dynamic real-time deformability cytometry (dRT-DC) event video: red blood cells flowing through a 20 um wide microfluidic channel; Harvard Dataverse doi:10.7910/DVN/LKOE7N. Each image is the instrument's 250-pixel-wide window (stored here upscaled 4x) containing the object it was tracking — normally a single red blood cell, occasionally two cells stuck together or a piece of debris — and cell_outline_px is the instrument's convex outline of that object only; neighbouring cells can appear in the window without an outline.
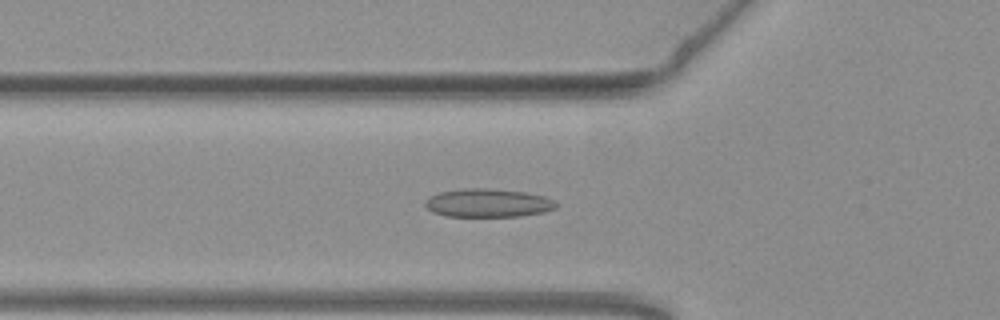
{"species": "common noctule bat (a hibernating species)", "species_latin": "Nyctalus noctula", "temperature_condition": "warm", "stored_images_in_passage": 53, "camera_frame_rate_fps": 3000, "um_per_image_px": 0.085, "animal": {"sex": "female", "body_mass_g": 19.3, "forearm_length_mm": 54.1}, "frame": {"image": 1, "passage_image": 18, "time_ms": 5.667, "image_size_px": [1000, 320], "cell_outline_px": [[556, 208], [544, 212], [520, 216], [444, 216], [432, 212], [424, 204], [424, 200], [428, 196], [440, 192], [464, 188], [488, 188], [524, 192], [544, 196], [552, 200], [556, 204]], "centroid_in_image_um": [41.43, 17.25], "position_along_channel_um": 84.4, "area_um2": 21.68}}
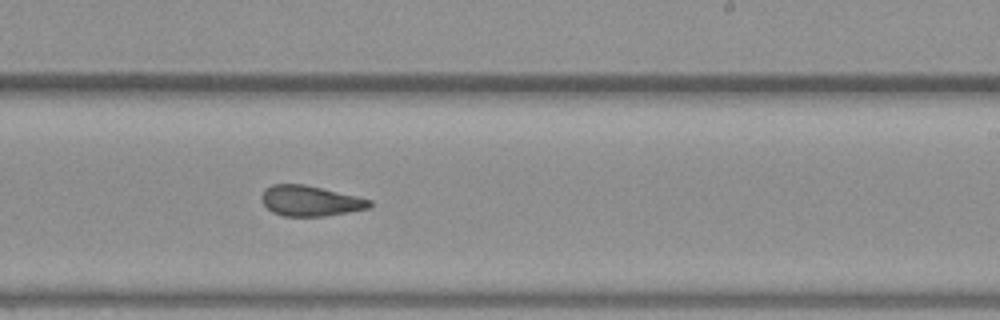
{"frame": {"image": 2, "passage_image": 32, "time_ms": 10.333, "image_size_px": [1000, 320], "cell_outline_px": [[372, 204], [368, 208], [348, 212], [324, 216], [284, 216], [272, 212], [260, 200], [260, 196], [264, 188], [272, 184], [304, 184], [356, 196], [372, 200]], "centroid_in_image_um": [26.32, 17.07], "position_along_channel_um": 262.7, "area_um2": 19.13}}
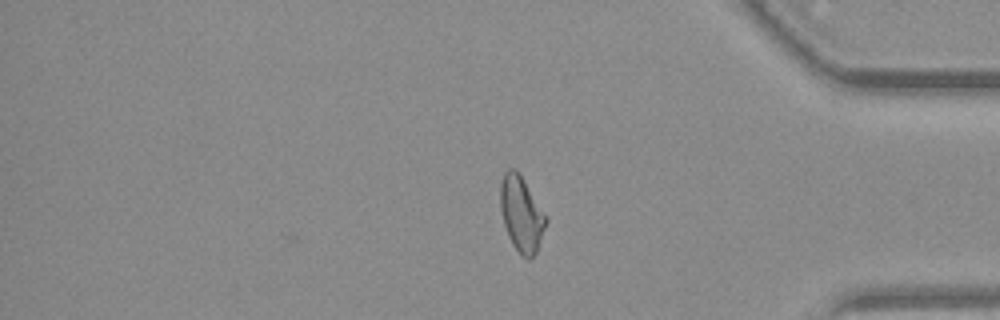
{"frame": {"image": 3, "passage_image": 44, "time_ms": 14.333, "image_size_px": [1000, 320], "cell_outline_px": [[548, 220], [536, 252], [528, 260], [512, 244], [508, 236], [504, 224], [500, 208], [500, 184], [504, 172], [508, 168], [516, 168], [548, 216]], "centroid_in_image_um": [44.33, 18.14], "position_along_channel_um": 390.9, "area_um2": 20.06}, "authors_computed_cell_mechanics": {"area_um2": 20.3456, "velocity_mm_per_s": 3.8055, "shape_relaxation_time_tau1_ms": null, "shape_relaxation_time_tau2_ms": 2.5465, "deformation_change_tau1": null, "deformation_change_tau2": 0.1054}}